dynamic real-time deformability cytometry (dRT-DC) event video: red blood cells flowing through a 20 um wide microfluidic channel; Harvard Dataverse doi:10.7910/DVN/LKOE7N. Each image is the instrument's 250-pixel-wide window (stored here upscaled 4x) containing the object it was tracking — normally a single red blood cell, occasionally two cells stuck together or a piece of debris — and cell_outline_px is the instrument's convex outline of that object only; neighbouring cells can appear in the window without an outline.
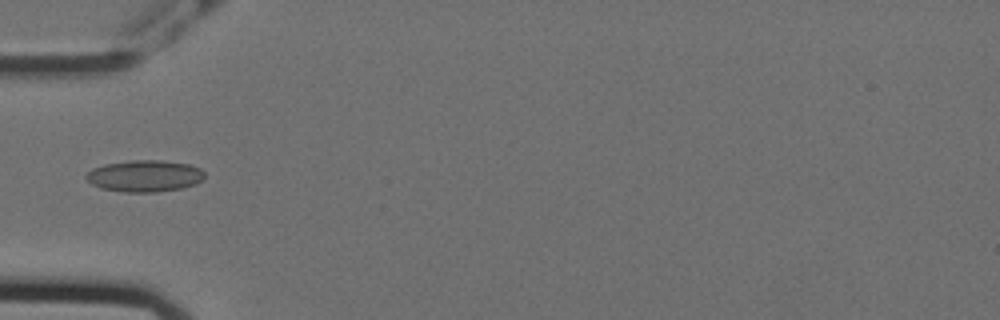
{"species": "Egyptian fruit bat (a non-hibernating species)", "species_latin": "Rousettus aegyptiacus", "temperature_condition": "cold", "stored_images_in_passage": 20, "camera_frame_rate_fps": 3000, "um_per_image_px": 0.085, "animal": {"sex": "female"}, "frame": {"image": 1, "passage_image": 1, "time_ms": 0.0, "image_size_px": [1000, 320], "cell_outline_px": [[204, 176], [196, 184], [180, 188], [156, 192], [124, 192], [100, 188], [92, 184], [84, 176], [92, 168], [104, 164], [132, 160], [160, 160], [188, 164], [200, 168], [204, 172]], "centroid_in_image_um": [12.27, 14.95], "position_along_channel_um": 72.7, "area_um2": 21.79}}
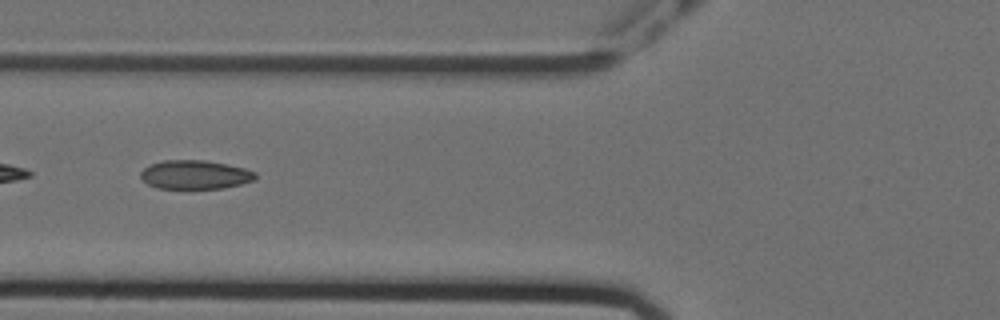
{"frame": {"image": 2, "passage_image": 4, "time_ms": 1.0, "image_size_px": [1000, 320], "cell_outline_px": [[256, 180], [224, 188], [156, 188], [148, 184], [140, 176], [140, 172], [148, 164], [164, 160], [204, 160], [228, 164], [244, 168], [256, 172]], "centroid_in_image_um": [16.58, 14.84], "position_along_channel_um": 109.2, "area_um2": 19.36}}